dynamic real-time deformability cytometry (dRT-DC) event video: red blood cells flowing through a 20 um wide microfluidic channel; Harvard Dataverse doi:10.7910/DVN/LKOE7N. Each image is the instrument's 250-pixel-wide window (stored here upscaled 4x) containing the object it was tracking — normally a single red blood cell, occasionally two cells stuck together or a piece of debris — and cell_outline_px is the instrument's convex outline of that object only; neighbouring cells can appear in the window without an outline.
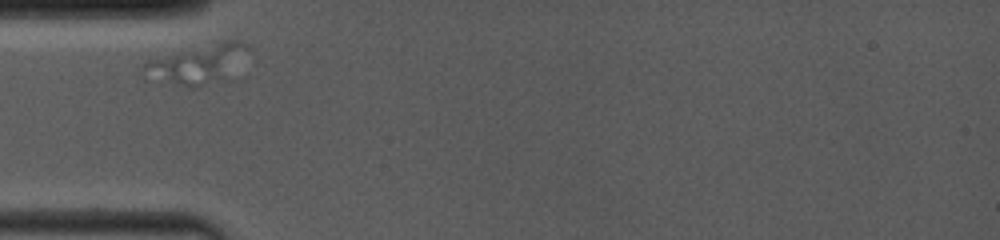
{"species": "common noctule bat (a hibernating species)", "species_latin": "Nyctalus noctula", "temperature_condition": "room temperature", "stored_images_in_passage": 4, "camera_frame_rate_fps": 4000, "um_per_image_px": 0.085, "animal": {"sex": "female", "body_mass_g": 19.0, "forearm_length_mm": 53.3}, "frame": {"image": 1, "passage_image": 1, "time_ms": 0.0, "image_size_px": [1000, 240], "cell_outline_px": [[252, 48], [224, 76], [196, 88], [192, 88], [140, 72], [140, 68], [148, 60], [232, 40], [240, 40]], "centroid_in_image_um": [16.8, 5.43], "position_along_channel_um": 68.2, "area_um2": 21.56}}